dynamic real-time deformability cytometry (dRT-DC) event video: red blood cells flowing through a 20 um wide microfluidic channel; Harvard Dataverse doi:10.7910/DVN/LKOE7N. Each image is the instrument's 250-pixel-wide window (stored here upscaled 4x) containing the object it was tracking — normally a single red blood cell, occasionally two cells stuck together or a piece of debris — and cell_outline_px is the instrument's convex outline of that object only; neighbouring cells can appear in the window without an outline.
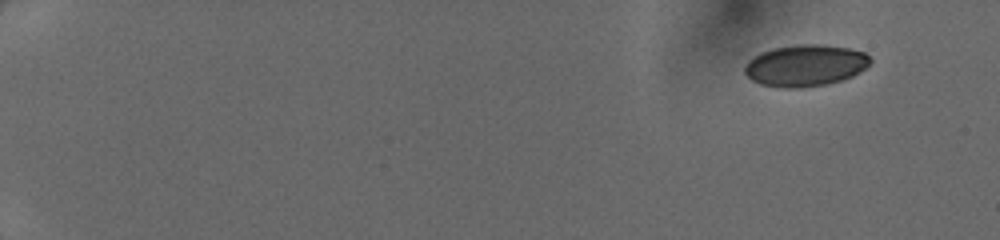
{"species": "human", "species_latin": "Homo sapiens", "temperature_condition": "cold", "stored_images_in_passage": 42, "camera_frame_rate_fps": 3000, "um_per_image_px": 0.085, "donor": {"sex": "female"}, "frame": {"image": 1, "passage_image": 1, "time_ms": 0.0, "image_size_px": [1000, 240], "cell_outline_px": [[872, 60], [864, 68], [852, 76], [840, 80], [824, 84], [800, 88], [784, 88], [760, 84], [752, 80], [744, 72], [744, 68], [748, 60], [760, 52], [772, 48], [796, 44], [820, 44], [848, 48], [864, 52]], "centroid_in_image_um": [68.41, 5.55], "position_along_channel_um": 16.6, "area_um2": 30.35}}
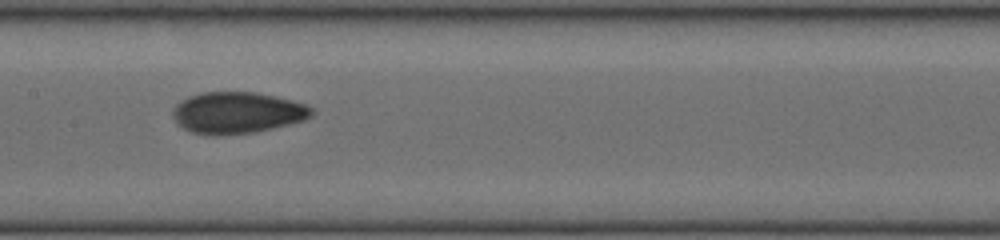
{"frame": {"image": 2, "passage_image": 23, "time_ms": 7.333, "image_size_px": [1000, 240], "cell_outline_px": [[312, 116], [304, 120], [272, 128], [252, 132], [216, 136], [192, 132], [176, 124], [172, 116], [172, 108], [176, 104], [188, 96], [200, 92], [256, 92], [276, 96], [308, 104], [312, 108]], "centroid_in_image_um": [20.14, 9.57], "position_along_channel_um": 187.3, "area_um2": 33.76}}
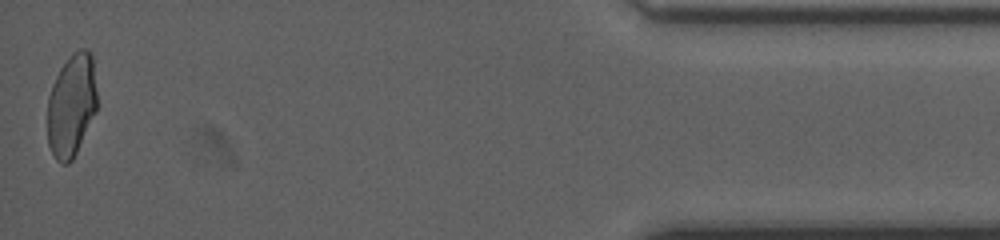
{"frame": {"image": 3, "passage_image": 42, "time_ms": 13.667, "image_size_px": [1000, 240], "cell_outline_px": [[96, 112], [72, 160], [68, 164], [60, 164], [56, 160], [48, 144], [48, 96], [52, 84], [60, 68], [72, 52], [80, 48], [88, 48], [92, 52], [96, 92]], "centroid_in_image_um": [6.08, 8.92], "position_along_channel_um": 429.1, "area_um2": 29.82}}